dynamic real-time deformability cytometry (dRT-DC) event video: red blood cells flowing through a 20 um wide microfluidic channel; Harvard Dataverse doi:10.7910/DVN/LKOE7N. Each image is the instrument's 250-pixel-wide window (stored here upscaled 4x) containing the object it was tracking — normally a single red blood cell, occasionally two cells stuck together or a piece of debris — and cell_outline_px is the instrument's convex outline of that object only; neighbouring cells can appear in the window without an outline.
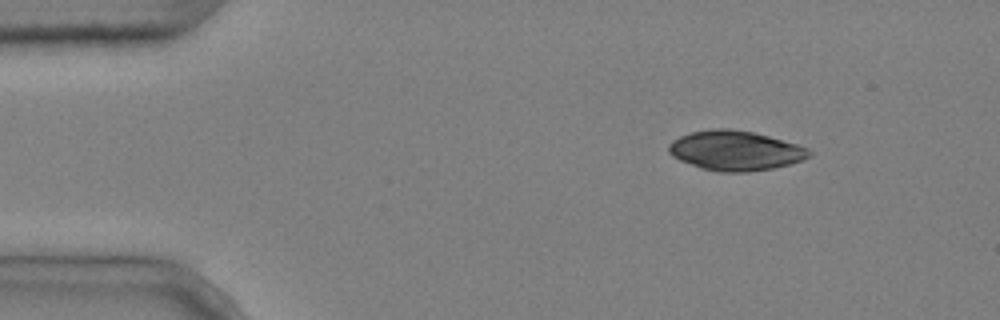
{"species": "common noctule bat (a hibernating species)", "species_latin": "Nyctalus noctula", "temperature_condition": "cold", "stored_images_in_passage": 5, "camera_frame_rate_fps": 3000, "um_per_image_px": 0.085, "animal": {"sex": "male", "body_mass_g": 20.4}, "frame": {"image": 1, "passage_image": 2, "time_ms": 0.333, "image_size_px": [1000, 320], "cell_outline_px": [[812, 156], [788, 164], [772, 168], [748, 172], [720, 172], [700, 168], [680, 160], [672, 156], [668, 152], [668, 144], [672, 140], [680, 136], [692, 132], [712, 128], [728, 128], [752, 132], [768, 136], [796, 144], [808, 148], [812, 152]], "centroid_in_image_um": [62.47, 12.8], "position_along_channel_um": 22.5, "area_um2": 32.43}}